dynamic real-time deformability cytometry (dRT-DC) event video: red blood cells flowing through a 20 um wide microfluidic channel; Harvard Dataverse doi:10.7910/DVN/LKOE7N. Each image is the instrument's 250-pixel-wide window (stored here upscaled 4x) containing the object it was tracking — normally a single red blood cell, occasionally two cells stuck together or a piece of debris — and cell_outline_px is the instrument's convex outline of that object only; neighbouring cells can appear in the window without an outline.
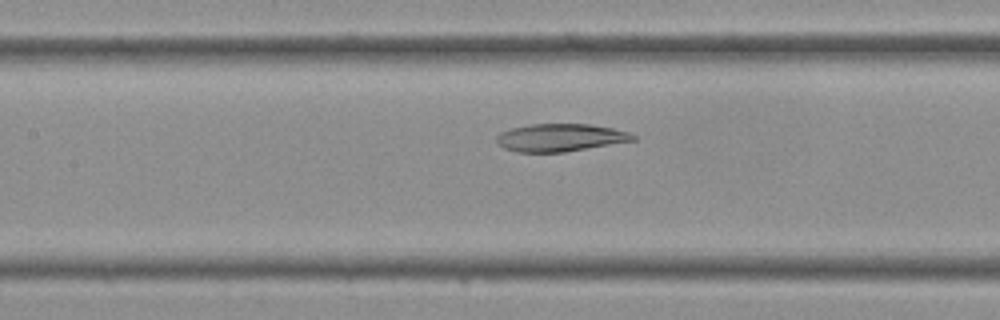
{"species": "Egyptian fruit bat (a non-hibernating species)", "species_latin": "Rousettus aegyptiacus", "temperature_condition": "cold", "stored_images_in_passage": 39, "camera_frame_rate_fps": 3000, "um_per_image_px": 0.085, "frame": {"image": 1, "passage_image": 17, "time_ms": 5.333, "image_size_px": [1000, 320], "cell_outline_px": [[636, 140], [564, 152], [516, 152], [504, 148], [496, 140], [496, 136], [500, 132], [512, 128], [528, 124], [592, 124], [632, 132], [636, 136]], "centroid_in_image_um": [47.65, 11.69], "position_along_channel_um": 159.8, "area_um2": 22.08}}
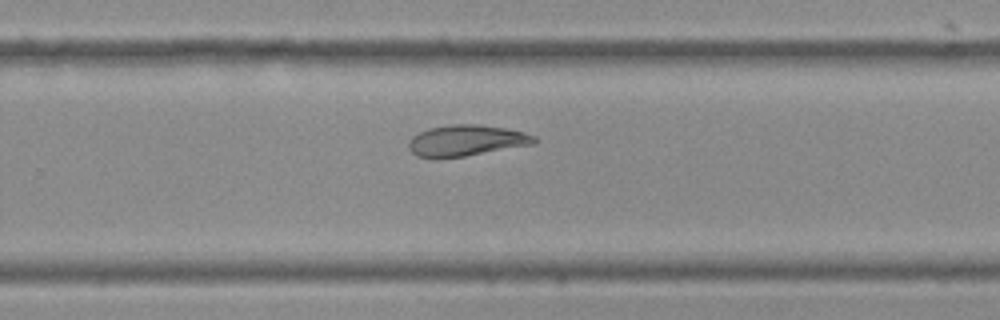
{"frame": {"image": 2, "passage_image": 25, "time_ms": 8.0, "image_size_px": [1000, 320], "cell_outline_px": [[536, 144], [464, 156], [436, 160], [432, 160], [416, 156], [408, 148], [408, 140], [412, 136], [428, 128], [452, 124], [476, 124], [504, 128], [524, 132], [536, 136]], "centroid_in_image_um": [39.58, 11.97], "position_along_channel_um": 290.2, "area_um2": 23.18}}
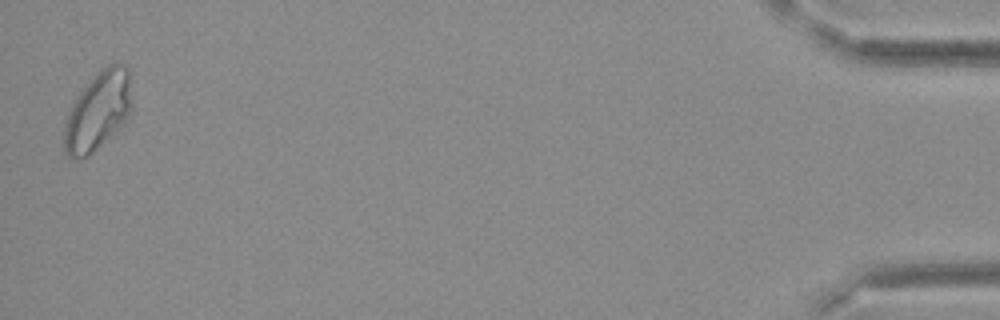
{"frame": {"image": 3, "passage_image": 39, "time_ms": 12.667, "image_size_px": [1000, 320], "cell_outline_px": [[132, 108], [128, 116], [88, 156], [76, 160], [72, 160], [64, 152], [64, 120], [72, 104], [80, 92], [108, 64], [124, 64], [128, 68]], "centroid_in_image_um": [8.29, 9.46], "position_along_channel_um": 426.9, "area_um2": 30.11}}